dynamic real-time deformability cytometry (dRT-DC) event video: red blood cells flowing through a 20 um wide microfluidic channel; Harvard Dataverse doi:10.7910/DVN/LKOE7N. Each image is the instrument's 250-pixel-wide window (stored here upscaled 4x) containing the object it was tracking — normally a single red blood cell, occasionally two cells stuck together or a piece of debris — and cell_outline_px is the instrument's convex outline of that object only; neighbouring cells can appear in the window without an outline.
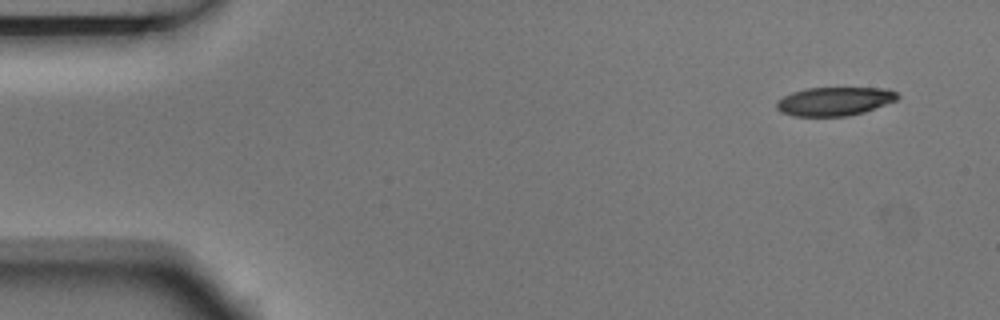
{"species": "Egyptian fruit bat (a non-hibernating species)", "species_latin": "Rousettus aegyptiacus", "temperature_condition": "room temperature", "stored_images_in_passage": 4, "segment_of_instrument_passage": [1, 2], "camera_frame_rate_fps": 3000, "um_per_image_px": 0.085, "animal": {"sex": "male"}, "frame": {"image": 1, "passage_image": 1, "time_ms": 0.0, "image_size_px": [1000, 320], "cell_outline_px": [[900, 96], [896, 100], [864, 112], [848, 116], [792, 116], [780, 112], [776, 108], [776, 100], [792, 92], [804, 88], [888, 88], [896, 92]], "centroid_in_image_um": [70.9, 8.61], "position_along_channel_um": 14.1, "area_um2": 20.29}}
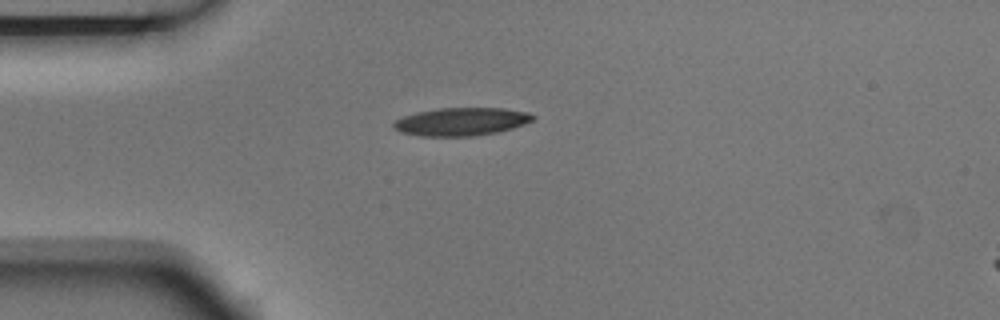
{"frame": {"image": 2, "passage_image": 3, "time_ms": 0.667, "image_size_px": [1000, 320], "cell_outline_px": [[536, 116], [532, 120], [524, 124], [512, 128], [496, 132], [472, 136], [420, 136], [400, 132], [392, 128], [392, 124], [396, 120], [404, 116], [416, 112], [440, 108], [504, 108], [528, 112]], "centroid_in_image_um": [39.19, 10.34], "position_along_channel_um": 45.8, "area_um2": 22.72}}